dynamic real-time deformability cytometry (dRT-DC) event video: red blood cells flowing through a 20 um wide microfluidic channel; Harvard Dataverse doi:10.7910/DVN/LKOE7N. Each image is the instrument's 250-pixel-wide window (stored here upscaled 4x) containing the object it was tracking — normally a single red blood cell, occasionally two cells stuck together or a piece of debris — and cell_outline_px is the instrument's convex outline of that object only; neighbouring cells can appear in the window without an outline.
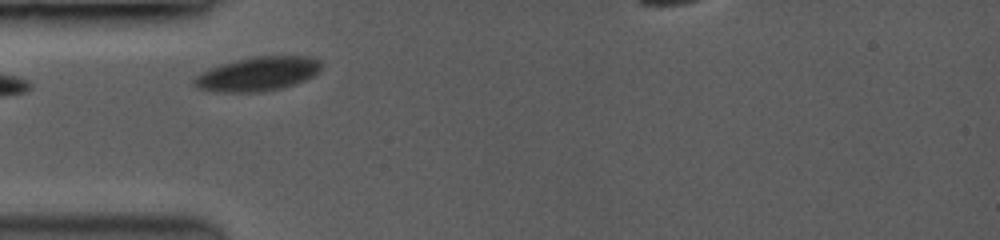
{"species": "common noctule bat (a hibernating species)", "species_latin": "Nyctalus noctula", "temperature_condition": "room temperature", "stored_images_in_passage": 6, "camera_frame_rate_fps": 3500, "um_per_image_px": 0.085, "animal": {"sex": "female", "body_mass_g": 19.0, "forearm_length_mm": 53.3}, "frame": {"image": 1, "passage_image": 2, "time_ms": 0.857, "image_size_px": [1000, 240], "cell_outline_px": [[320, 68], [312, 76], [304, 80], [280, 88], [256, 92], [232, 92], [200, 88], [192, 80], [196, 76], [220, 64], [252, 56], [308, 56], [320, 60]], "centroid_in_image_um": [21.94, 6.26], "position_along_channel_um": 63.1, "area_um2": 24.51}}
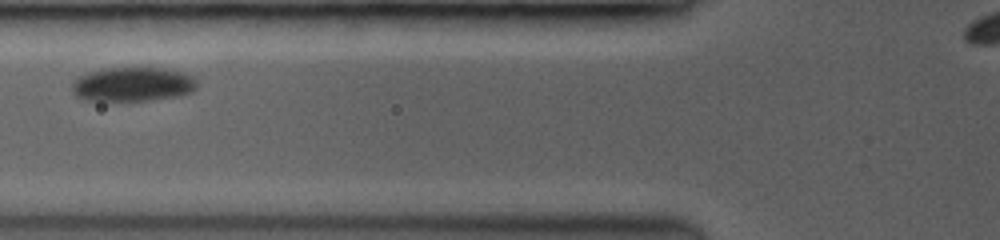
{"frame": {"image": 2, "passage_image": 4, "time_ms": 2.286, "image_size_px": [1000, 240], "cell_outline_px": [[196, 88], [188, 92], [172, 96], [144, 100], [92, 100], [76, 96], [72, 88], [72, 84], [80, 76], [88, 72], [104, 68], [132, 64], [148, 64], [168, 68], [192, 76], [196, 80]], "centroid_in_image_um": [11.28, 7.07], "position_along_channel_um": 114.5, "area_um2": 25.43}}
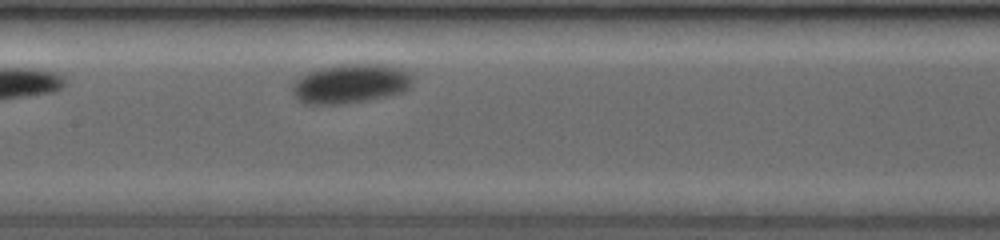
{"frame": {"image": 3, "passage_image": 6, "time_ms": 4.0, "image_size_px": [1000, 240], "cell_outline_px": [[412, 84], [408, 88], [400, 92], [360, 100], [332, 104], [312, 104], [300, 100], [296, 96], [292, 88], [292, 84], [300, 76], [308, 72], [340, 64], [384, 64], [400, 68], [408, 72], [412, 76]], "centroid_in_image_um": [29.79, 7.07], "position_along_channel_um": 177.6, "area_um2": 26.65}}